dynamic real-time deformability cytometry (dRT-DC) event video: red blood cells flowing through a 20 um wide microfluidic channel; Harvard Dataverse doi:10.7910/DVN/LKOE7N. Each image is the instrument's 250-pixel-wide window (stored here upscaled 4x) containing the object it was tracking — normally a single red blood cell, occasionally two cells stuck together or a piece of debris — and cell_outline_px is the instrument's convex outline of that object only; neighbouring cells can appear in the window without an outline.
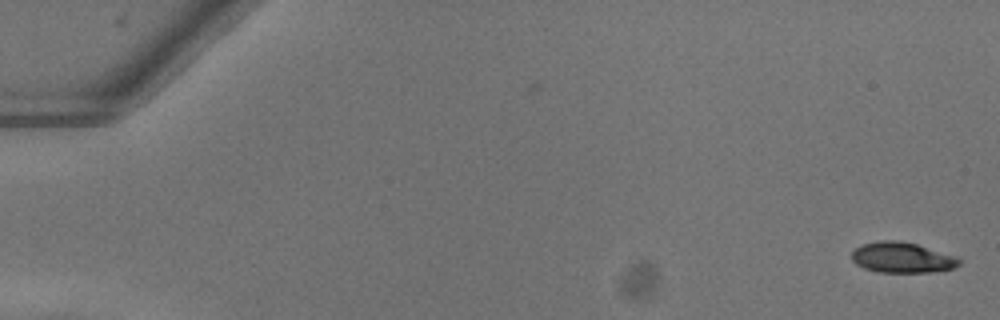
{"species": "common noctule bat (a hibernating species)", "species_latin": "Nyctalus noctula", "temperature_condition": "warm", "stored_images_in_passage": 52, "camera_frame_rate_fps": 3000, "um_per_image_px": 0.085, "animal": {"sex": "female"}, "frame": {"image": 1, "passage_image": 1, "time_ms": 0.0, "image_size_px": [1000, 320], "cell_outline_px": [[960, 264], [952, 268], [928, 272], [880, 272], [864, 268], [856, 264], [852, 260], [852, 252], [856, 248], [864, 244], [880, 240], [900, 240], [916, 244], [960, 256]], "centroid_in_image_um": [76.71, 21.88], "position_along_channel_um": 8.3, "area_um2": 19.13}}
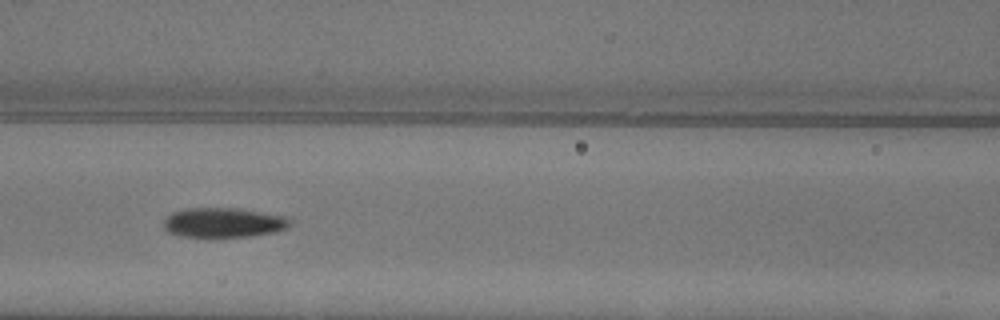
{"frame": {"image": 2, "passage_image": 24, "time_ms": 7.667, "image_size_px": [1000, 320], "cell_outline_px": [[292, 224], [288, 228], [272, 232], [248, 236], [212, 240], [204, 240], [180, 236], [168, 232], [164, 228], [164, 220], [172, 212], [188, 208], [240, 208], [288, 216], [292, 220]], "centroid_in_image_um": [19.0, 18.96], "position_along_channel_um": 147.6, "area_um2": 22.95}}
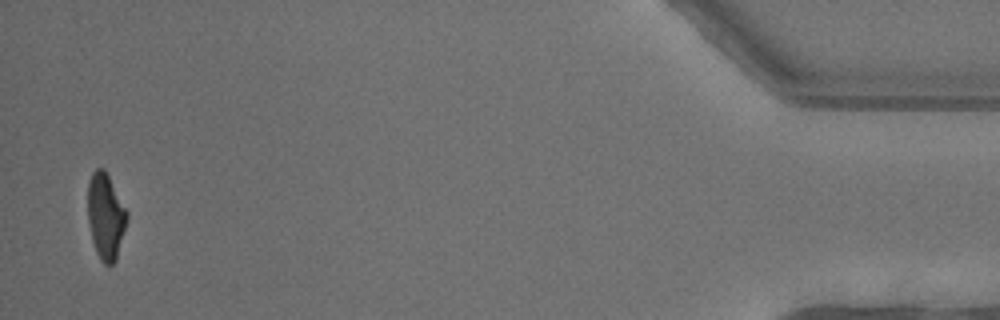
{"frame": {"image": 3, "passage_image": 51, "time_ms": 16.667, "image_size_px": [1000, 320], "cell_outline_px": [[128, 220], [116, 260], [112, 264], [104, 264], [100, 260], [96, 252], [92, 240], [88, 220], [88, 184], [92, 172], [96, 168], [104, 168], [128, 212]], "centroid_in_image_um": [8.99, 18.39], "position_along_channel_um": 426.2, "area_um2": 19.65}, "authors_computed_cell_mechanics": {"area_um2": 20.9236, "velocity_mm_per_s": 4.0522, "shape_relaxation_time_tau1_ms": 2.8037, "shape_relaxation_time_tau2_ms": 3.3892, "deformation_change_tau1": 0.1769, "deformation_change_tau2": 0.0935}}